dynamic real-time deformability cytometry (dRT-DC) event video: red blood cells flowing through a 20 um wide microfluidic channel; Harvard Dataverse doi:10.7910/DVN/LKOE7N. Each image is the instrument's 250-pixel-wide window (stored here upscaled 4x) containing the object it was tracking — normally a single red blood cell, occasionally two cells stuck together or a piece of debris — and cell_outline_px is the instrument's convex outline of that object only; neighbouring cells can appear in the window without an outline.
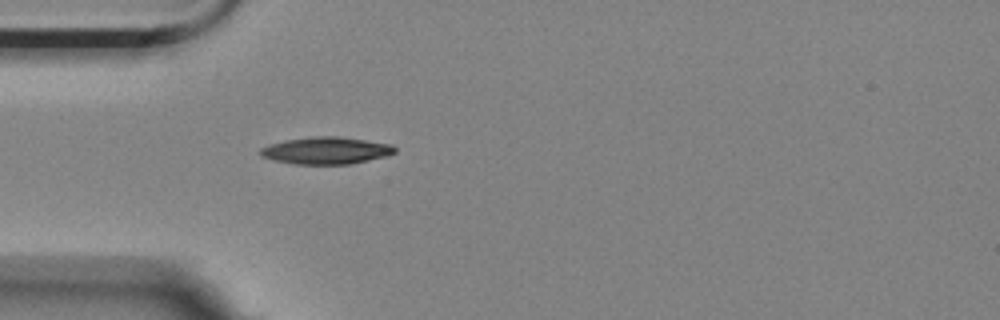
{"species": "Egyptian fruit bat (a non-hibernating species)", "species_latin": "Rousettus aegyptiacus", "temperature_condition": "room temperature", "stored_images_in_passage": 1, "camera_frame_rate_fps": 3000, "um_per_image_px": 0.085, "animal": {"sex": "female"}, "frame": {"image": 1, "passage_image": 1, "time_ms": 0.0, "image_size_px": [1000, 320], "cell_outline_px": [[396, 152], [388, 156], [352, 164], [296, 164], [276, 160], [260, 156], [260, 148], [268, 144], [284, 140], [316, 136], [340, 136], [392, 144], [396, 148]], "centroid_in_image_um": [27.75, 12.79], "position_along_channel_um": 57.2, "area_um2": 21.39}}